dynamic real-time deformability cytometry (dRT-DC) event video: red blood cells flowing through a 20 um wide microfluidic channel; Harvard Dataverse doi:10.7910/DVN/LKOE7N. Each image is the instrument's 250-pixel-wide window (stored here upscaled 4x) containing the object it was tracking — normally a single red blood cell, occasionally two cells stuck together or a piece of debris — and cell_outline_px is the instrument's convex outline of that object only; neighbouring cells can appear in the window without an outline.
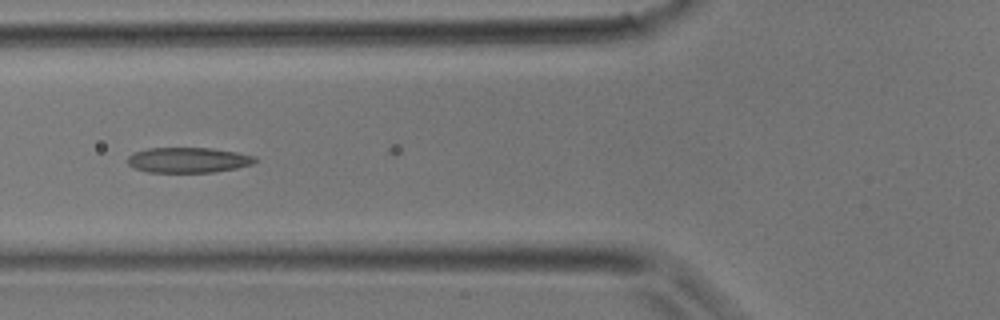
{"species": "common noctule bat (a hibernating species)", "species_latin": "Nyctalus noctula", "temperature_condition": "room temperature", "stored_images_in_passage": 9, "camera_frame_rate_fps": 3000, "um_per_image_px": 0.085, "animal": {"sex": "male", "body_mass_g": 17.9}, "frame": {"image": 1, "passage_image": 7, "time_ms": 2.0, "image_size_px": [1000, 320], "cell_outline_px": [[256, 160], [252, 164], [236, 168], [212, 172], [148, 172], [136, 168], [128, 164], [128, 156], [132, 152], [148, 148], [212, 148], [236, 152], [252, 156]], "centroid_in_image_um": [15.95, 13.6], "position_along_channel_um": 109.8, "area_um2": 18.61}}